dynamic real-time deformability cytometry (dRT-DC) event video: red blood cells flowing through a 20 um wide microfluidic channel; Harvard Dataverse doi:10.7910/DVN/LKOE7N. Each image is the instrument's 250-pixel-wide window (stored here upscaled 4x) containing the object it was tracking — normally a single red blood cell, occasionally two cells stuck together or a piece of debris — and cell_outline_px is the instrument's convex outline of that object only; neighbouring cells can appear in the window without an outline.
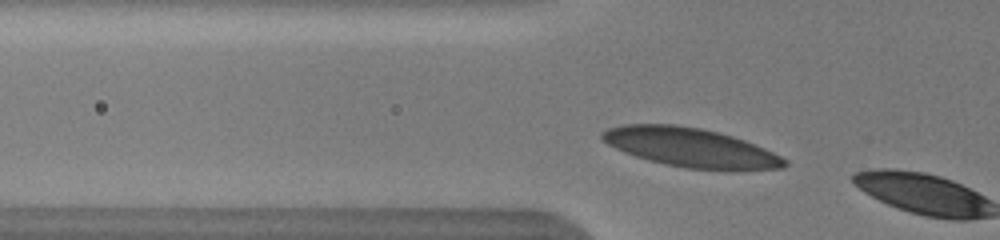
{"species": "human", "species_latin": "Homo sapiens", "temperature_condition": "warm", "stored_images_in_passage": 3, "camera_frame_rate_fps": 3000, "um_per_image_px": 0.085, "donor": {"sex": "male"}, "frame": {"image": 1, "passage_image": 2, "time_ms": 0.333, "image_size_px": [1000, 240], "cell_outline_px": [[788, 164], [784, 168], [684, 168], [648, 160], [624, 152], [600, 140], [600, 132], [608, 128], [624, 124], [676, 124], [700, 128], [732, 136], [744, 140], [764, 148], [780, 156]], "centroid_in_image_um": [58.58, 12.5], "position_along_channel_um": 67.2, "area_um2": 40.58}}